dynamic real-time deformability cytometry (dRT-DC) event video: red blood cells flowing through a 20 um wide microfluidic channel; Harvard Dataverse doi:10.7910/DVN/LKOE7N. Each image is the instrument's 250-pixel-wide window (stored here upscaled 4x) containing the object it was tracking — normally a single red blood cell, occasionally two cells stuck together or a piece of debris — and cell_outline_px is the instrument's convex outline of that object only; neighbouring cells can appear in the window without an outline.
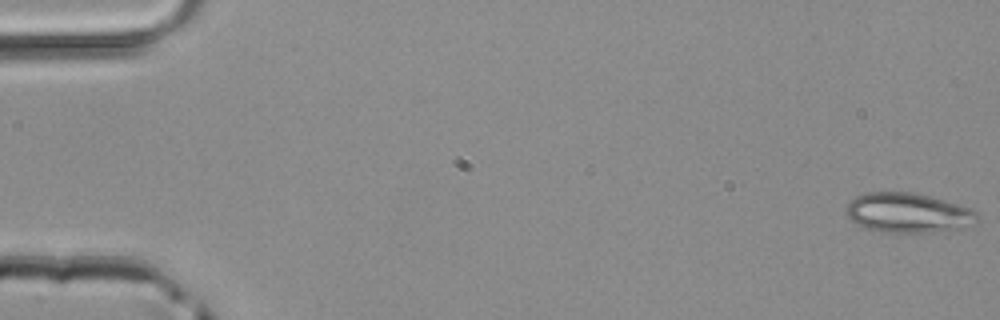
{"species": "common noctule bat (a hibernating species)", "species_latin": "Nyctalus noctula", "temperature_condition": "room temperature", "stored_images_in_passage": 26, "camera_frame_rate_fps": 3000, "um_per_image_px": 0.085, "animal": {"sex": "male", "body_mass_g": 20.4}, "frame": {"image": 1, "passage_image": 1, "time_ms": 0.0, "image_size_px": [1000, 320], "cell_outline_px": [[976, 224], [960, 228], [928, 232], [880, 232], [856, 224], [848, 216], [844, 208], [856, 196], [864, 192], [916, 192], [932, 196], [972, 208], [976, 212]], "centroid_in_image_um": [77.18, 18.07], "position_along_channel_um": 7.8, "area_um2": 30.4}}
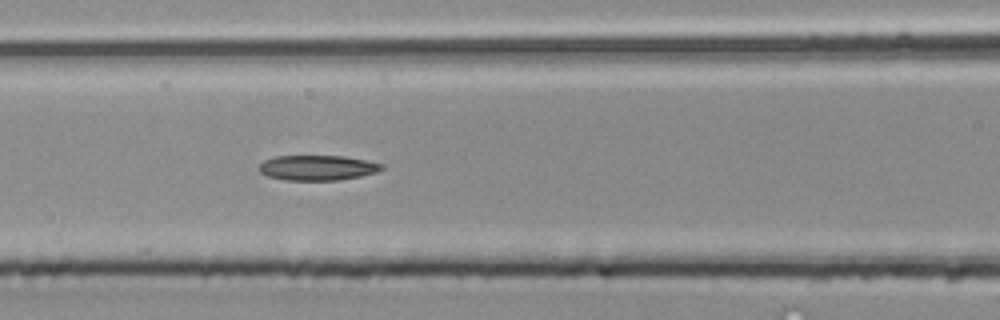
{"frame": {"image": 2, "passage_image": 21, "time_ms": 6.667, "image_size_px": [1000, 320], "cell_outline_px": [[384, 168], [376, 172], [360, 176], [340, 180], [288, 180], [268, 176], [260, 172], [260, 164], [264, 160], [276, 156], [344, 156], [384, 164]], "centroid_in_image_um": [27.0, 14.25], "position_along_channel_um": 139.6, "area_um2": 17.8}}
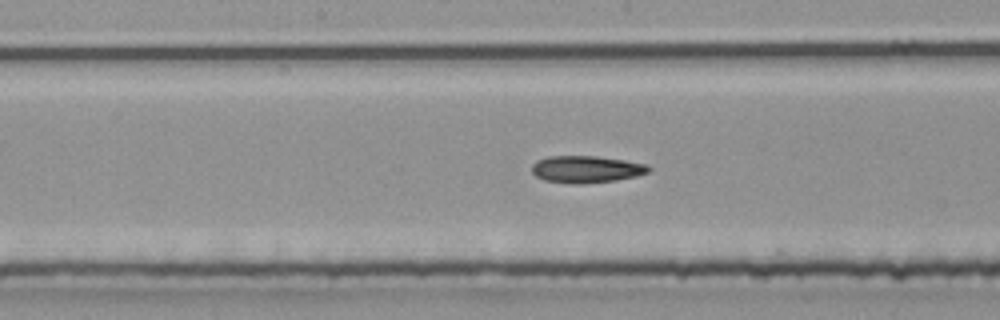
{"frame": {"image": 3, "passage_image": 25, "time_ms": 8.0, "image_size_px": [1000, 320], "cell_outline_px": [[652, 168], [648, 172], [636, 176], [616, 180], [584, 184], [572, 184], [544, 180], [536, 176], [532, 172], [532, 164], [536, 160], [548, 156], [596, 156], [624, 160], [648, 164]], "centroid_in_image_um": [49.83, 14.38], "position_along_channel_um": 198.4, "area_um2": 18.55}}